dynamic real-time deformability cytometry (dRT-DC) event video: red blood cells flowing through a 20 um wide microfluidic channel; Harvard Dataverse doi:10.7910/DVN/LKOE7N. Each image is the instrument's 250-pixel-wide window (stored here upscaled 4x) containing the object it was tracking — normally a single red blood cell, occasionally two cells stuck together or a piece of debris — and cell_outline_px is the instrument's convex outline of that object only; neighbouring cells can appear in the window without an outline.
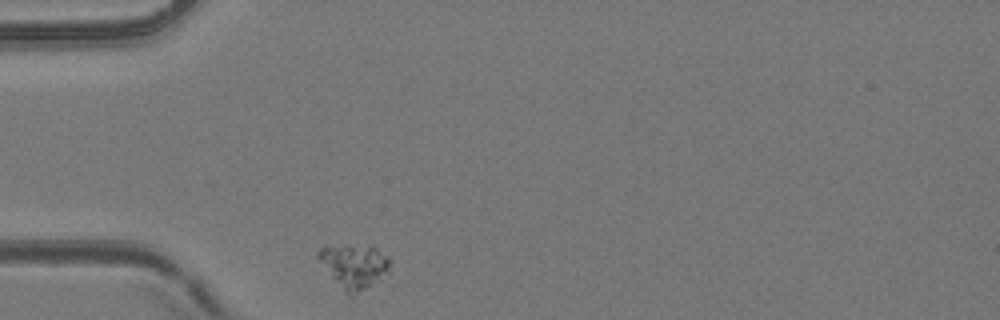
{"species": "common noctule bat (a hibernating species)", "species_latin": "Nyctalus noctula", "temperature_condition": "room temperature", "stored_images_in_passage": 1, "camera_frame_rate_fps": 3000, "um_per_image_px": 0.085, "animal": {"sex": "female", "body_mass_g": 24.6, "forearm_length_mm": 56.2}, "frame": {"image": 1, "passage_image": 1, "time_ms": 0.0, "image_size_px": [1000, 320], "cell_outline_px": [[392, 260], [388, 272], [380, 280], [352, 296], [348, 296], [344, 292], [316, 256], [316, 252], [320, 248], [376, 248], [388, 256]], "centroid_in_image_um": [30.15, 22.69], "position_along_channel_um": 54.9, "area_um2": 17.51}}